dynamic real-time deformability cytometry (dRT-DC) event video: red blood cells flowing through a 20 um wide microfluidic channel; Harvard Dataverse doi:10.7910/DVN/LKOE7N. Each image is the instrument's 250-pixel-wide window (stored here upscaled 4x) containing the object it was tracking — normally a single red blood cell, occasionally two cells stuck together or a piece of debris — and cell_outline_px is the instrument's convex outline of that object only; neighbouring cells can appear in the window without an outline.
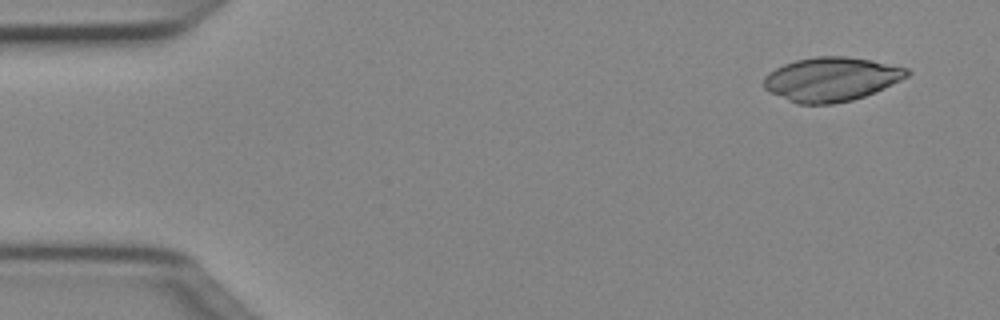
{"species": "Egyptian fruit bat (a non-hibernating species)", "species_latin": "Rousettus aegyptiacus", "temperature_condition": "cold", "stored_images_in_passage": 49, "camera_frame_rate_fps": 3000, "um_per_image_px": 0.085, "animal": {"sex": "female"}, "frame": {"image": 1, "passage_image": 3, "time_ms": 0.667, "image_size_px": [1000, 320], "cell_outline_px": [[912, 72], [908, 76], [900, 80], [864, 96], [852, 100], [832, 104], [800, 104], [788, 100], [768, 92], [764, 88], [764, 76], [768, 72], [784, 64], [796, 60], [816, 56], [844, 56], [872, 60], [908, 68]], "centroid_in_image_um": [70.64, 6.73], "position_along_channel_um": 14.4, "area_um2": 36.65}}